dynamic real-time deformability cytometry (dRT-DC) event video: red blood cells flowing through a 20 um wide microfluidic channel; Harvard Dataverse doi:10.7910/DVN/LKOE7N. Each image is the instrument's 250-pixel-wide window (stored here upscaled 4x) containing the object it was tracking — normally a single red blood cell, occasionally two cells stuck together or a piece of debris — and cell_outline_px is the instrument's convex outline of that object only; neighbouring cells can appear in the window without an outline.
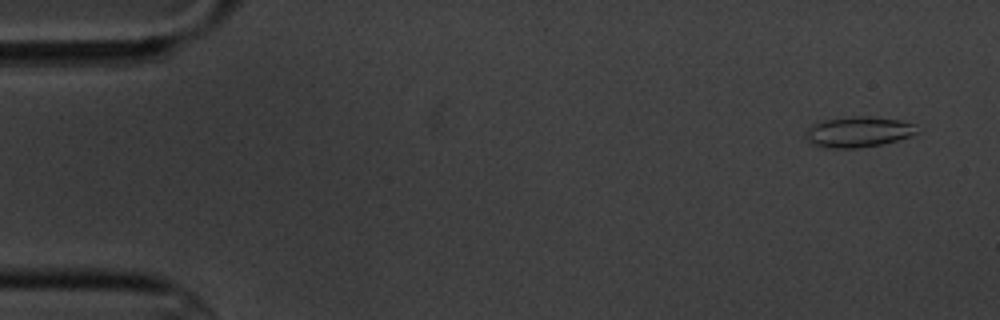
{"species": "common noctule bat (a hibernating species)", "species_latin": "Nyctalus noctula", "temperature_condition": "cold", "stored_images_in_passage": 6, "camera_frame_rate_fps": 3000, "um_per_image_px": 0.085, "animal": {"sex": "male", "body_mass_g": 20.1, "forearm_length_mm": 53.5}, "frame": {"image": 1, "passage_image": 1, "time_ms": 0.0, "image_size_px": [1000, 320], "cell_outline_px": [[916, 132], [908, 136], [896, 140], [880, 144], [860, 148], [828, 148], [812, 144], [804, 136], [808, 128], [812, 124], [824, 120], [856, 116], [868, 116], [900, 120], [916, 124]], "centroid_in_image_um": [72.92, 11.21], "position_along_channel_um": 12.1, "area_um2": 19.65}}
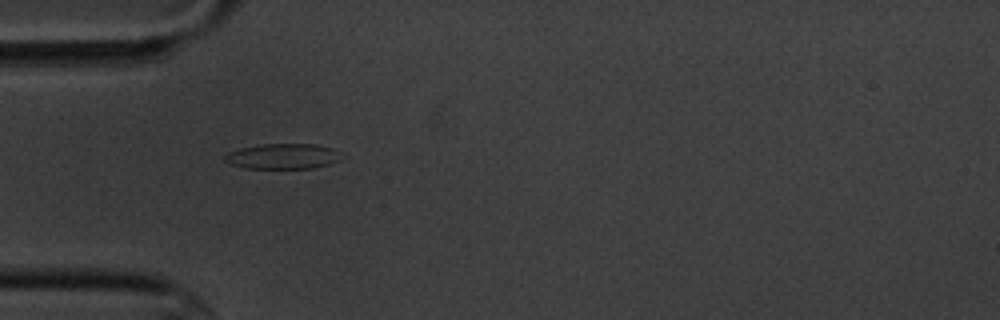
{"frame": {"image": 2, "passage_image": 5, "time_ms": 4.667, "image_size_px": [1000, 320], "cell_outline_px": [[344, 156], [340, 160], [328, 164], [312, 168], [244, 168], [228, 164], [224, 160], [224, 156], [228, 152], [240, 148], [260, 144], [316, 144], [332, 148], [340, 152]], "centroid_in_image_um": [24.04, 13.28], "position_along_channel_um": 61.0, "area_um2": 17.4}}